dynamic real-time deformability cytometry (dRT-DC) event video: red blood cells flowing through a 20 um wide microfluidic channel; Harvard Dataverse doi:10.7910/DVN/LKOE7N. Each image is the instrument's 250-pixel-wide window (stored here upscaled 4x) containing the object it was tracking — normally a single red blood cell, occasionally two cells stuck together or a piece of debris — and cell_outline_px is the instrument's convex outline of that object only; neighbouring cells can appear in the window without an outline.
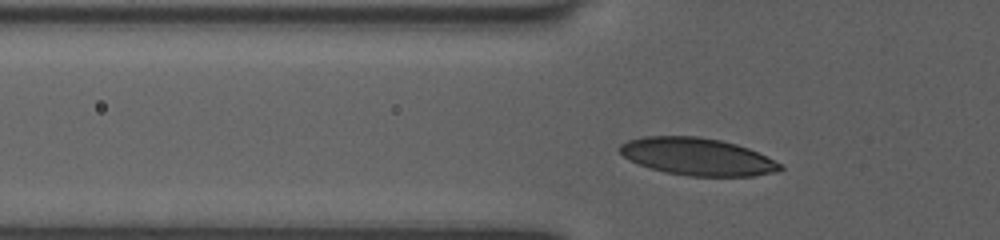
{"species": "human", "species_latin": "Homo sapiens", "temperature_condition": "room temperature", "stored_images_in_passage": 38, "camera_frame_rate_fps": 3000, "um_per_image_px": 0.085, "donor": {"sex": "female"}, "frame": {"image": 1, "passage_image": 9, "time_ms": 2.667, "image_size_px": [1000, 240], "cell_outline_px": [[784, 168], [780, 172], [752, 176], [688, 176], [664, 172], [640, 164], [624, 156], [616, 148], [620, 144], [628, 140], [644, 136], [700, 136], [720, 140], [736, 144], [748, 148], [784, 164]], "centroid_in_image_um": [59.32, 13.31], "position_along_channel_um": 66.5, "area_um2": 35.08}}
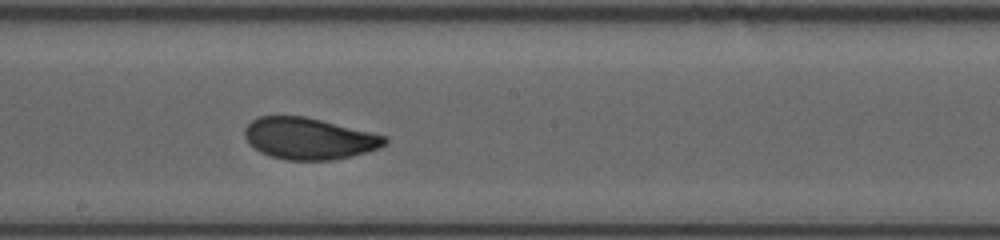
{"frame": {"image": 2, "passage_image": 21, "time_ms": 6.667, "image_size_px": [1000, 240], "cell_outline_px": [[388, 140], [380, 148], [352, 156], [332, 160], [288, 160], [272, 156], [260, 152], [248, 144], [244, 136], [244, 128], [252, 120], [260, 116], [304, 116], [388, 136]], "centroid_in_image_um": [26.25, 11.78], "position_along_channel_um": 222.0, "area_um2": 33.93}}
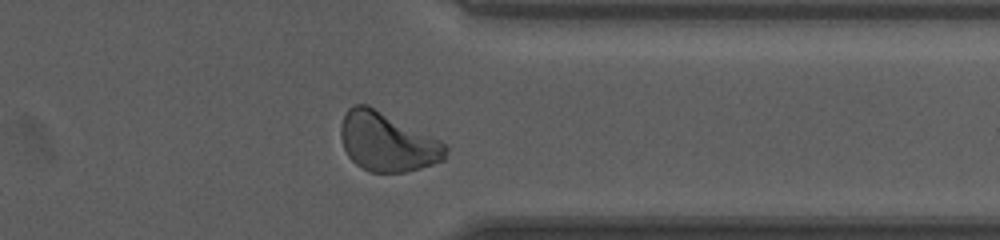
{"frame": {"image": 3, "passage_image": 33, "time_ms": 10.667, "image_size_px": [1000, 240], "cell_outline_px": [[448, 152], [444, 160], [420, 168], [404, 172], [368, 172], [356, 164], [348, 156], [344, 148], [340, 136], [340, 124], [348, 108], [356, 104], [368, 104], [440, 140], [448, 148]], "centroid_in_image_um": [32.9, 12.06], "position_along_channel_um": 378.5, "area_um2": 36.01}, "authors_computed_cell_mechanics": {"area_um2": 34.2176, "velocity_mm_per_s": 3.9656, "shape_relaxation_time_tau1_ms": 3.1813, "shape_relaxation_time_tau2_ms": null, "deformation_change_tau1": 0.123, "deformation_change_tau2": null}}